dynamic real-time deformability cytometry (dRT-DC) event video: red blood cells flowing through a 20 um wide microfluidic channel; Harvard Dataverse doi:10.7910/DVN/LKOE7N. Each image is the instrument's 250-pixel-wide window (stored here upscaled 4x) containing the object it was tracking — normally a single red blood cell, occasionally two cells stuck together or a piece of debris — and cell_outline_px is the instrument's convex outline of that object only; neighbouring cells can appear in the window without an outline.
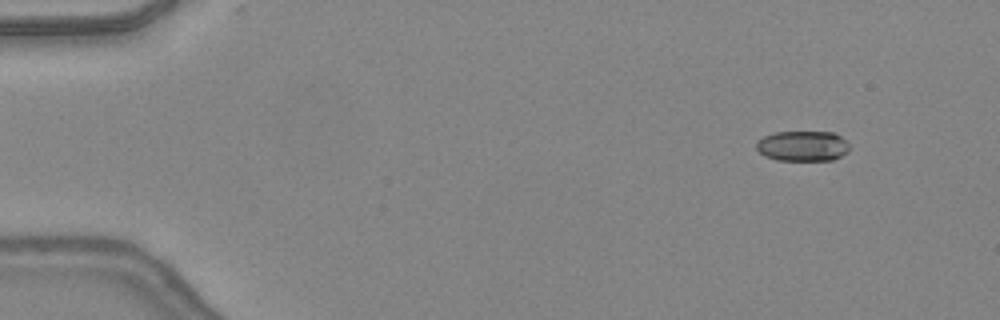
{"species": "common noctule bat (a hibernating species)", "species_latin": "Nyctalus noctula", "temperature_condition": "warm", "stored_images_in_passage": 48, "camera_frame_rate_fps": 3000, "um_per_image_px": 0.085, "animal": {"sex": "female", "body_mass_g": 24.6, "forearm_length_mm": 56.2}, "frame": {"image": 1, "passage_image": 5, "time_ms": 1.333, "image_size_px": [1000, 320], "cell_outline_px": [[848, 152], [832, 160], [776, 160], [764, 156], [756, 148], [756, 140], [764, 136], [776, 132], [832, 132], [840, 136], [848, 144]], "centroid_in_image_um": [68.19, 12.41], "position_along_channel_um": 16.8, "area_um2": 16.42}}
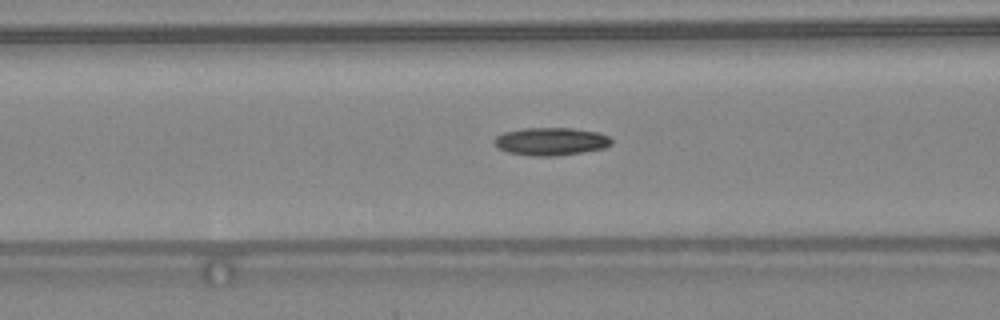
{"frame": {"image": 2, "passage_image": 20, "time_ms": 6.333, "image_size_px": [1000, 320], "cell_outline_px": [[612, 144], [604, 148], [556, 156], [532, 156], [508, 152], [500, 148], [492, 140], [496, 136], [504, 132], [524, 128], [572, 128], [600, 132], [608, 136], [612, 140]], "centroid_in_image_um": [46.84, 12.01], "position_along_channel_um": 119.8, "area_um2": 18.96}}
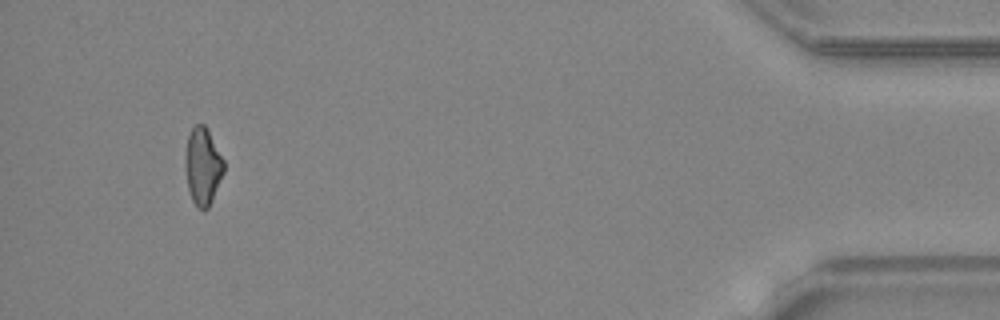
{"frame": {"image": 3, "passage_image": 45, "time_ms": 14.667, "image_size_px": [1000, 320], "cell_outline_px": [[224, 172], [212, 200], [208, 208], [196, 208], [192, 200], [188, 188], [184, 164], [184, 160], [188, 136], [192, 128], [196, 124], [204, 124], [224, 160]], "centroid_in_image_um": [17.22, 14.14], "position_along_channel_um": 418.0, "area_um2": 17.22}, "authors_computed_cell_mechanics": {"area_um2": 17.8602, "velocity_mm_per_s": 4.4274, "shape_relaxation_time_tau1_ms": null, "shape_relaxation_time_tau2_ms": 4.8007, "deformation_change_tau1": null, "deformation_change_tau2": 0.1323}}